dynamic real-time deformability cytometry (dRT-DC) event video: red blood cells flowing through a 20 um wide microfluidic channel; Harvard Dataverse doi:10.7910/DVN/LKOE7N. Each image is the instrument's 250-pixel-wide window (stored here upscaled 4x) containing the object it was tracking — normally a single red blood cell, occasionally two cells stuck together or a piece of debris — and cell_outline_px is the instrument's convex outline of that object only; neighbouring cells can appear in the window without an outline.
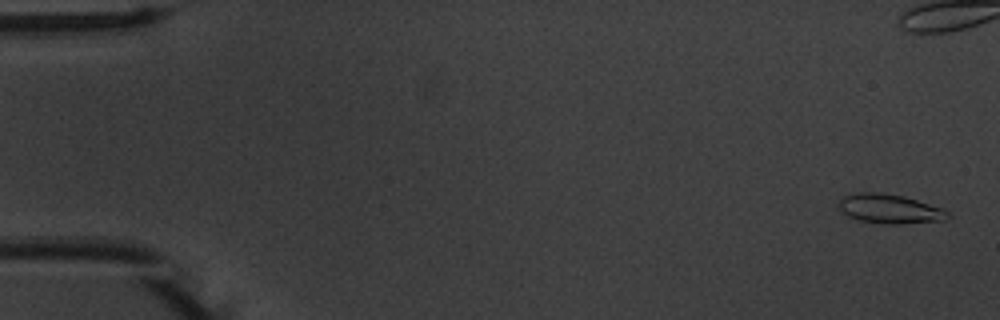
{"species": "common noctule bat (a hibernating species)", "species_latin": "Nyctalus noctula", "temperature_condition": "warm", "stored_images_in_passage": 43, "camera_frame_rate_fps": 3000, "um_per_image_px": 0.085, "animal": {"sex": "male", "body_mass_g": 20.1, "forearm_length_mm": 53.5}, "frame": {"image": 1, "passage_image": 1, "time_ms": 0.0, "image_size_px": [1000, 320], "cell_outline_px": [[948, 216], [944, 220], [900, 224], [884, 224], [856, 220], [840, 212], [836, 204], [844, 196], [860, 192], [880, 192], [904, 196], [944, 208], [948, 212]], "centroid_in_image_um": [75.57, 17.75], "position_along_channel_um": 9.4, "area_um2": 18.84}, "authors_computed_cell_mechanics": {"area_um2": 17.1666, "velocity_mm_per_s": 3.7569, "shape_relaxation_time_tau1_ms": 4.7001, "shape_relaxation_time_tau2_ms": 2.4479, "deformation_change_tau1": 0.1568, "deformation_change_tau2": 0.0942}}